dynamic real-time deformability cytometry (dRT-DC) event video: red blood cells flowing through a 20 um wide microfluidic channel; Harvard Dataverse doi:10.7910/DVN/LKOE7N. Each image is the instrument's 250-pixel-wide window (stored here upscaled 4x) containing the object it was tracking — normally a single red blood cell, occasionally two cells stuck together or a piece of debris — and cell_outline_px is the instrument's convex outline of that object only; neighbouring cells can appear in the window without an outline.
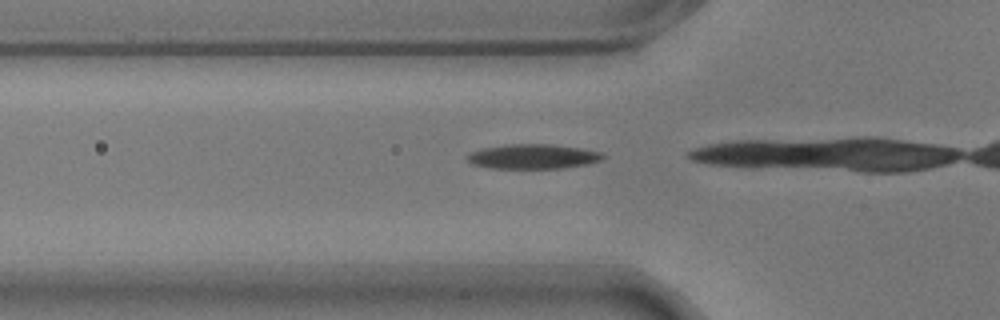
{"species": "common noctule bat (a hibernating species)", "species_latin": "Nyctalus noctula", "temperature_condition": "warm", "stored_images_in_passage": 5, "camera_frame_rate_fps": 3000, "um_per_image_px": 0.085, "animal": {"sex": "male", "body_mass_g": 17.9}, "frame": {"image": 1, "passage_image": 2, "time_ms": 0.333, "image_size_px": [1000, 320], "cell_outline_px": [[604, 156], [600, 160], [588, 164], [564, 168], [492, 168], [472, 164], [464, 156], [472, 152], [484, 148], [504, 144], [552, 144], [584, 148], [604, 152]], "centroid_in_image_um": [45.34, 13.29], "position_along_channel_um": 80.5, "area_um2": 19.65}}